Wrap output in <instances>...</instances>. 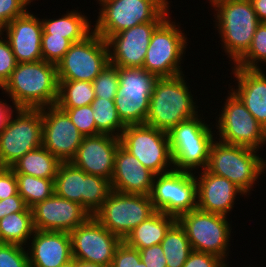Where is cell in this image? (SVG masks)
<instances>
[{
    "label": "cell",
    "mask_w": 266,
    "mask_h": 267,
    "mask_svg": "<svg viewBox=\"0 0 266 267\" xmlns=\"http://www.w3.org/2000/svg\"><path fill=\"white\" fill-rule=\"evenodd\" d=\"M121 145L155 175L174 169L168 134L147 124L126 125Z\"/></svg>",
    "instance_id": "obj_11"
},
{
    "label": "cell",
    "mask_w": 266,
    "mask_h": 267,
    "mask_svg": "<svg viewBox=\"0 0 266 267\" xmlns=\"http://www.w3.org/2000/svg\"><path fill=\"white\" fill-rule=\"evenodd\" d=\"M92 84L96 98L114 100L119 85V67L109 63Z\"/></svg>",
    "instance_id": "obj_36"
},
{
    "label": "cell",
    "mask_w": 266,
    "mask_h": 267,
    "mask_svg": "<svg viewBox=\"0 0 266 267\" xmlns=\"http://www.w3.org/2000/svg\"><path fill=\"white\" fill-rule=\"evenodd\" d=\"M17 212H32L19 194L0 200V219Z\"/></svg>",
    "instance_id": "obj_46"
},
{
    "label": "cell",
    "mask_w": 266,
    "mask_h": 267,
    "mask_svg": "<svg viewBox=\"0 0 266 267\" xmlns=\"http://www.w3.org/2000/svg\"><path fill=\"white\" fill-rule=\"evenodd\" d=\"M72 257L110 267L114 252L122 240L90 216L70 233Z\"/></svg>",
    "instance_id": "obj_17"
},
{
    "label": "cell",
    "mask_w": 266,
    "mask_h": 267,
    "mask_svg": "<svg viewBox=\"0 0 266 267\" xmlns=\"http://www.w3.org/2000/svg\"><path fill=\"white\" fill-rule=\"evenodd\" d=\"M196 173L197 209L201 211L228 217L237 196L247 198L239 187L225 177L210 173L206 169Z\"/></svg>",
    "instance_id": "obj_22"
},
{
    "label": "cell",
    "mask_w": 266,
    "mask_h": 267,
    "mask_svg": "<svg viewBox=\"0 0 266 267\" xmlns=\"http://www.w3.org/2000/svg\"><path fill=\"white\" fill-rule=\"evenodd\" d=\"M18 194V182L14 171L9 167H0V200Z\"/></svg>",
    "instance_id": "obj_44"
},
{
    "label": "cell",
    "mask_w": 266,
    "mask_h": 267,
    "mask_svg": "<svg viewBox=\"0 0 266 267\" xmlns=\"http://www.w3.org/2000/svg\"><path fill=\"white\" fill-rule=\"evenodd\" d=\"M27 247L12 244H0V267H30Z\"/></svg>",
    "instance_id": "obj_39"
},
{
    "label": "cell",
    "mask_w": 266,
    "mask_h": 267,
    "mask_svg": "<svg viewBox=\"0 0 266 267\" xmlns=\"http://www.w3.org/2000/svg\"><path fill=\"white\" fill-rule=\"evenodd\" d=\"M141 261L147 267H167L161 244L139 250Z\"/></svg>",
    "instance_id": "obj_45"
},
{
    "label": "cell",
    "mask_w": 266,
    "mask_h": 267,
    "mask_svg": "<svg viewBox=\"0 0 266 267\" xmlns=\"http://www.w3.org/2000/svg\"><path fill=\"white\" fill-rule=\"evenodd\" d=\"M4 35L0 32V89L9 80L12 71L18 64L10 43Z\"/></svg>",
    "instance_id": "obj_41"
},
{
    "label": "cell",
    "mask_w": 266,
    "mask_h": 267,
    "mask_svg": "<svg viewBox=\"0 0 266 267\" xmlns=\"http://www.w3.org/2000/svg\"><path fill=\"white\" fill-rule=\"evenodd\" d=\"M257 152L249 147L230 145L215 139L210 146L206 170L227 178L249 197L254 185L259 183L257 180L266 171V160Z\"/></svg>",
    "instance_id": "obj_5"
},
{
    "label": "cell",
    "mask_w": 266,
    "mask_h": 267,
    "mask_svg": "<svg viewBox=\"0 0 266 267\" xmlns=\"http://www.w3.org/2000/svg\"><path fill=\"white\" fill-rule=\"evenodd\" d=\"M42 126L41 108H17L0 133V167L10 168L26 153L39 148Z\"/></svg>",
    "instance_id": "obj_10"
},
{
    "label": "cell",
    "mask_w": 266,
    "mask_h": 267,
    "mask_svg": "<svg viewBox=\"0 0 266 267\" xmlns=\"http://www.w3.org/2000/svg\"><path fill=\"white\" fill-rule=\"evenodd\" d=\"M155 174L121 144L115 154L114 171L111 178L112 190L124 194L150 196Z\"/></svg>",
    "instance_id": "obj_24"
},
{
    "label": "cell",
    "mask_w": 266,
    "mask_h": 267,
    "mask_svg": "<svg viewBox=\"0 0 266 267\" xmlns=\"http://www.w3.org/2000/svg\"><path fill=\"white\" fill-rule=\"evenodd\" d=\"M210 7L222 51L234 65L250 48L260 22L250 0H220Z\"/></svg>",
    "instance_id": "obj_3"
},
{
    "label": "cell",
    "mask_w": 266,
    "mask_h": 267,
    "mask_svg": "<svg viewBox=\"0 0 266 267\" xmlns=\"http://www.w3.org/2000/svg\"><path fill=\"white\" fill-rule=\"evenodd\" d=\"M100 6L94 31L107 40L146 22H163L170 16L168 0H96Z\"/></svg>",
    "instance_id": "obj_4"
},
{
    "label": "cell",
    "mask_w": 266,
    "mask_h": 267,
    "mask_svg": "<svg viewBox=\"0 0 266 267\" xmlns=\"http://www.w3.org/2000/svg\"><path fill=\"white\" fill-rule=\"evenodd\" d=\"M61 267H76V259L72 258L66 263H64Z\"/></svg>",
    "instance_id": "obj_50"
},
{
    "label": "cell",
    "mask_w": 266,
    "mask_h": 267,
    "mask_svg": "<svg viewBox=\"0 0 266 267\" xmlns=\"http://www.w3.org/2000/svg\"><path fill=\"white\" fill-rule=\"evenodd\" d=\"M27 247L30 267H61L73 258L68 232L35 229Z\"/></svg>",
    "instance_id": "obj_25"
},
{
    "label": "cell",
    "mask_w": 266,
    "mask_h": 267,
    "mask_svg": "<svg viewBox=\"0 0 266 267\" xmlns=\"http://www.w3.org/2000/svg\"><path fill=\"white\" fill-rule=\"evenodd\" d=\"M76 267H105V266L93 262H84L76 259Z\"/></svg>",
    "instance_id": "obj_49"
},
{
    "label": "cell",
    "mask_w": 266,
    "mask_h": 267,
    "mask_svg": "<svg viewBox=\"0 0 266 267\" xmlns=\"http://www.w3.org/2000/svg\"><path fill=\"white\" fill-rule=\"evenodd\" d=\"M176 221V217L156 211L134 228L123 241L138 250L161 244L166 232Z\"/></svg>",
    "instance_id": "obj_27"
},
{
    "label": "cell",
    "mask_w": 266,
    "mask_h": 267,
    "mask_svg": "<svg viewBox=\"0 0 266 267\" xmlns=\"http://www.w3.org/2000/svg\"><path fill=\"white\" fill-rule=\"evenodd\" d=\"M60 109L69 116L70 120L84 137L97 135V128L91 105Z\"/></svg>",
    "instance_id": "obj_38"
},
{
    "label": "cell",
    "mask_w": 266,
    "mask_h": 267,
    "mask_svg": "<svg viewBox=\"0 0 266 267\" xmlns=\"http://www.w3.org/2000/svg\"><path fill=\"white\" fill-rule=\"evenodd\" d=\"M61 161L42 145L29 151L10 168L15 174H26L38 178L55 179Z\"/></svg>",
    "instance_id": "obj_29"
},
{
    "label": "cell",
    "mask_w": 266,
    "mask_h": 267,
    "mask_svg": "<svg viewBox=\"0 0 266 267\" xmlns=\"http://www.w3.org/2000/svg\"><path fill=\"white\" fill-rule=\"evenodd\" d=\"M73 10V11H72ZM66 11L59 18L41 19L43 30L52 36H63L72 43L85 39L94 31L91 21L85 16L86 13L72 9Z\"/></svg>",
    "instance_id": "obj_28"
},
{
    "label": "cell",
    "mask_w": 266,
    "mask_h": 267,
    "mask_svg": "<svg viewBox=\"0 0 266 267\" xmlns=\"http://www.w3.org/2000/svg\"><path fill=\"white\" fill-rule=\"evenodd\" d=\"M167 17L152 33L142 69L157 78L183 74L182 60L185 57L188 37L181 24ZM185 34V35H184Z\"/></svg>",
    "instance_id": "obj_7"
},
{
    "label": "cell",
    "mask_w": 266,
    "mask_h": 267,
    "mask_svg": "<svg viewBox=\"0 0 266 267\" xmlns=\"http://www.w3.org/2000/svg\"><path fill=\"white\" fill-rule=\"evenodd\" d=\"M200 116L199 112L167 132L174 170L196 173V170L207 167L210 146L216 139V134L211 127L214 124L208 125L202 118L203 114Z\"/></svg>",
    "instance_id": "obj_6"
},
{
    "label": "cell",
    "mask_w": 266,
    "mask_h": 267,
    "mask_svg": "<svg viewBox=\"0 0 266 267\" xmlns=\"http://www.w3.org/2000/svg\"><path fill=\"white\" fill-rule=\"evenodd\" d=\"M266 63V23L260 22L256 28L250 48L234 64L245 69H262L259 65ZM260 63V64H259Z\"/></svg>",
    "instance_id": "obj_35"
},
{
    "label": "cell",
    "mask_w": 266,
    "mask_h": 267,
    "mask_svg": "<svg viewBox=\"0 0 266 267\" xmlns=\"http://www.w3.org/2000/svg\"><path fill=\"white\" fill-rule=\"evenodd\" d=\"M15 175L18 182V194L29 208L55 193L54 179L38 178L26 174Z\"/></svg>",
    "instance_id": "obj_34"
},
{
    "label": "cell",
    "mask_w": 266,
    "mask_h": 267,
    "mask_svg": "<svg viewBox=\"0 0 266 267\" xmlns=\"http://www.w3.org/2000/svg\"><path fill=\"white\" fill-rule=\"evenodd\" d=\"M110 267H147L141 261L138 249L128 246L122 241L114 252L113 261Z\"/></svg>",
    "instance_id": "obj_42"
},
{
    "label": "cell",
    "mask_w": 266,
    "mask_h": 267,
    "mask_svg": "<svg viewBox=\"0 0 266 267\" xmlns=\"http://www.w3.org/2000/svg\"><path fill=\"white\" fill-rule=\"evenodd\" d=\"M0 99V133L5 129L11 115L16 111L17 107L10 103L7 104L6 100Z\"/></svg>",
    "instance_id": "obj_47"
},
{
    "label": "cell",
    "mask_w": 266,
    "mask_h": 267,
    "mask_svg": "<svg viewBox=\"0 0 266 267\" xmlns=\"http://www.w3.org/2000/svg\"><path fill=\"white\" fill-rule=\"evenodd\" d=\"M31 210L34 229L39 231L70 233L91 216L79 203L59 197L55 193L36 203Z\"/></svg>",
    "instance_id": "obj_19"
},
{
    "label": "cell",
    "mask_w": 266,
    "mask_h": 267,
    "mask_svg": "<svg viewBox=\"0 0 266 267\" xmlns=\"http://www.w3.org/2000/svg\"><path fill=\"white\" fill-rule=\"evenodd\" d=\"M186 75L157 78L150 97L145 124L168 132L180 122L198 115L194 95L185 80Z\"/></svg>",
    "instance_id": "obj_2"
},
{
    "label": "cell",
    "mask_w": 266,
    "mask_h": 267,
    "mask_svg": "<svg viewBox=\"0 0 266 267\" xmlns=\"http://www.w3.org/2000/svg\"><path fill=\"white\" fill-rule=\"evenodd\" d=\"M227 219L220 214L195 209L181 214L177 221L184 228L193 251L216 255L229 264L232 228Z\"/></svg>",
    "instance_id": "obj_8"
},
{
    "label": "cell",
    "mask_w": 266,
    "mask_h": 267,
    "mask_svg": "<svg viewBox=\"0 0 266 267\" xmlns=\"http://www.w3.org/2000/svg\"><path fill=\"white\" fill-rule=\"evenodd\" d=\"M209 1V3L211 4V6L213 5V4H215L216 2H218V1H220V0H208Z\"/></svg>",
    "instance_id": "obj_51"
},
{
    "label": "cell",
    "mask_w": 266,
    "mask_h": 267,
    "mask_svg": "<svg viewBox=\"0 0 266 267\" xmlns=\"http://www.w3.org/2000/svg\"><path fill=\"white\" fill-rule=\"evenodd\" d=\"M157 77L142 68L119 67V85L114 99L125 125L145 124Z\"/></svg>",
    "instance_id": "obj_14"
},
{
    "label": "cell",
    "mask_w": 266,
    "mask_h": 267,
    "mask_svg": "<svg viewBox=\"0 0 266 267\" xmlns=\"http://www.w3.org/2000/svg\"><path fill=\"white\" fill-rule=\"evenodd\" d=\"M155 212L148 195L112 191L93 216L123 241L134 228Z\"/></svg>",
    "instance_id": "obj_13"
},
{
    "label": "cell",
    "mask_w": 266,
    "mask_h": 267,
    "mask_svg": "<svg viewBox=\"0 0 266 267\" xmlns=\"http://www.w3.org/2000/svg\"><path fill=\"white\" fill-rule=\"evenodd\" d=\"M34 0H0V32L15 18L24 15ZM36 1V0H35Z\"/></svg>",
    "instance_id": "obj_40"
},
{
    "label": "cell",
    "mask_w": 266,
    "mask_h": 267,
    "mask_svg": "<svg viewBox=\"0 0 266 267\" xmlns=\"http://www.w3.org/2000/svg\"><path fill=\"white\" fill-rule=\"evenodd\" d=\"M58 98L56 106L58 108H77L91 105L95 97L92 82L58 80Z\"/></svg>",
    "instance_id": "obj_32"
},
{
    "label": "cell",
    "mask_w": 266,
    "mask_h": 267,
    "mask_svg": "<svg viewBox=\"0 0 266 267\" xmlns=\"http://www.w3.org/2000/svg\"><path fill=\"white\" fill-rule=\"evenodd\" d=\"M226 265L227 263L216 255L192 251L182 267H225Z\"/></svg>",
    "instance_id": "obj_43"
},
{
    "label": "cell",
    "mask_w": 266,
    "mask_h": 267,
    "mask_svg": "<svg viewBox=\"0 0 266 267\" xmlns=\"http://www.w3.org/2000/svg\"><path fill=\"white\" fill-rule=\"evenodd\" d=\"M108 64L107 42L93 31L85 39L72 43L57 63L58 80L93 82Z\"/></svg>",
    "instance_id": "obj_15"
},
{
    "label": "cell",
    "mask_w": 266,
    "mask_h": 267,
    "mask_svg": "<svg viewBox=\"0 0 266 267\" xmlns=\"http://www.w3.org/2000/svg\"><path fill=\"white\" fill-rule=\"evenodd\" d=\"M58 88L56 65L39 60L18 63L1 89L17 108L40 109L56 105Z\"/></svg>",
    "instance_id": "obj_1"
},
{
    "label": "cell",
    "mask_w": 266,
    "mask_h": 267,
    "mask_svg": "<svg viewBox=\"0 0 266 267\" xmlns=\"http://www.w3.org/2000/svg\"><path fill=\"white\" fill-rule=\"evenodd\" d=\"M225 267H230L228 264ZM244 267V266H243ZM247 267V266H246ZM248 267H251L250 265ZM253 267V266H252ZM256 267V266H255Z\"/></svg>",
    "instance_id": "obj_52"
},
{
    "label": "cell",
    "mask_w": 266,
    "mask_h": 267,
    "mask_svg": "<svg viewBox=\"0 0 266 267\" xmlns=\"http://www.w3.org/2000/svg\"><path fill=\"white\" fill-rule=\"evenodd\" d=\"M162 22H146L110 36L109 63L121 68H142L152 33Z\"/></svg>",
    "instance_id": "obj_20"
},
{
    "label": "cell",
    "mask_w": 266,
    "mask_h": 267,
    "mask_svg": "<svg viewBox=\"0 0 266 267\" xmlns=\"http://www.w3.org/2000/svg\"><path fill=\"white\" fill-rule=\"evenodd\" d=\"M167 267H182L193 251L184 228L176 221L161 242Z\"/></svg>",
    "instance_id": "obj_30"
},
{
    "label": "cell",
    "mask_w": 266,
    "mask_h": 267,
    "mask_svg": "<svg viewBox=\"0 0 266 267\" xmlns=\"http://www.w3.org/2000/svg\"><path fill=\"white\" fill-rule=\"evenodd\" d=\"M55 194L83 206L93 216L109 197L111 180L87 174L71 162H62L54 179Z\"/></svg>",
    "instance_id": "obj_12"
},
{
    "label": "cell",
    "mask_w": 266,
    "mask_h": 267,
    "mask_svg": "<svg viewBox=\"0 0 266 267\" xmlns=\"http://www.w3.org/2000/svg\"><path fill=\"white\" fill-rule=\"evenodd\" d=\"M259 22L266 23V0H250Z\"/></svg>",
    "instance_id": "obj_48"
},
{
    "label": "cell",
    "mask_w": 266,
    "mask_h": 267,
    "mask_svg": "<svg viewBox=\"0 0 266 267\" xmlns=\"http://www.w3.org/2000/svg\"><path fill=\"white\" fill-rule=\"evenodd\" d=\"M42 146L61 162H70L82 143L83 135L69 116L56 105L41 108Z\"/></svg>",
    "instance_id": "obj_18"
},
{
    "label": "cell",
    "mask_w": 266,
    "mask_h": 267,
    "mask_svg": "<svg viewBox=\"0 0 266 267\" xmlns=\"http://www.w3.org/2000/svg\"><path fill=\"white\" fill-rule=\"evenodd\" d=\"M97 134L120 137L126 125L121 121L114 100L95 98L91 103Z\"/></svg>",
    "instance_id": "obj_33"
},
{
    "label": "cell",
    "mask_w": 266,
    "mask_h": 267,
    "mask_svg": "<svg viewBox=\"0 0 266 267\" xmlns=\"http://www.w3.org/2000/svg\"><path fill=\"white\" fill-rule=\"evenodd\" d=\"M120 144V138L112 135L85 136L70 162L87 174L111 180L115 154Z\"/></svg>",
    "instance_id": "obj_21"
},
{
    "label": "cell",
    "mask_w": 266,
    "mask_h": 267,
    "mask_svg": "<svg viewBox=\"0 0 266 267\" xmlns=\"http://www.w3.org/2000/svg\"><path fill=\"white\" fill-rule=\"evenodd\" d=\"M150 198L156 211L176 218L197 209L195 175L174 169L155 175Z\"/></svg>",
    "instance_id": "obj_16"
},
{
    "label": "cell",
    "mask_w": 266,
    "mask_h": 267,
    "mask_svg": "<svg viewBox=\"0 0 266 267\" xmlns=\"http://www.w3.org/2000/svg\"><path fill=\"white\" fill-rule=\"evenodd\" d=\"M34 230L32 212L12 213L0 219V236L3 243L27 246Z\"/></svg>",
    "instance_id": "obj_31"
},
{
    "label": "cell",
    "mask_w": 266,
    "mask_h": 267,
    "mask_svg": "<svg viewBox=\"0 0 266 267\" xmlns=\"http://www.w3.org/2000/svg\"><path fill=\"white\" fill-rule=\"evenodd\" d=\"M237 85L230 89L266 130V74L262 69H245L230 65ZM236 87V88H235Z\"/></svg>",
    "instance_id": "obj_26"
},
{
    "label": "cell",
    "mask_w": 266,
    "mask_h": 267,
    "mask_svg": "<svg viewBox=\"0 0 266 267\" xmlns=\"http://www.w3.org/2000/svg\"><path fill=\"white\" fill-rule=\"evenodd\" d=\"M43 26L41 19L29 10L12 20L2 31L10 43L18 63L43 60L41 51Z\"/></svg>",
    "instance_id": "obj_23"
},
{
    "label": "cell",
    "mask_w": 266,
    "mask_h": 267,
    "mask_svg": "<svg viewBox=\"0 0 266 267\" xmlns=\"http://www.w3.org/2000/svg\"><path fill=\"white\" fill-rule=\"evenodd\" d=\"M72 42L63 36H52L42 31L41 51L43 60L57 65L69 50Z\"/></svg>",
    "instance_id": "obj_37"
},
{
    "label": "cell",
    "mask_w": 266,
    "mask_h": 267,
    "mask_svg": "<svg viewBox=\"0 0 266 267\" xmlns=\"http://www.w3.org/2000/svg\"><path fill=\"white\" fill-rule=\"evenodd\" d=\"M221 113L216 117L215 132L219 141L260 150L266 145V130L246 109L244 103L230 89ZM217 130V131H216Z\"/></svg>",
    "instance_id": "obj_9"
}]
</instances>
